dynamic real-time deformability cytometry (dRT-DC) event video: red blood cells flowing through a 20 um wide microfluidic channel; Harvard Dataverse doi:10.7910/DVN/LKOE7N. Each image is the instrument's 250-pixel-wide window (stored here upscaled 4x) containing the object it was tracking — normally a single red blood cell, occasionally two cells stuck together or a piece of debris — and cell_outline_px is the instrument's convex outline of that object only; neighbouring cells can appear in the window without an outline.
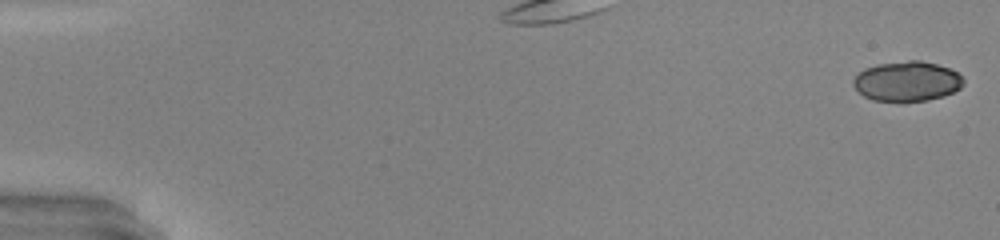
{"species": "common noctule bat (a hibernating species)", "species_latin": "Nyctalus noctula", "temperature_condition": "warm", "stored_images_in_passage": 49, "camera_frame_rate_fps": 3000, "um_per_image_px": 0.085, "animal": {"sex": "male", "body_mass_g": 20.0, "forearm_length_mm": 53.3}, "frame": {"image": 1, "passage_image": 1, "time_ms": 0.0, "image_size_px": [1000, 240], "cell_outline_px": [[964, 84], [960, 88], [944, 96], [928, 100], [904, 104], [900, 104], [872, 100], [864, 96], [852, 84], [852, 80], [864, 68], [876, 64], [908, 60], [920, 60], [936, 64], [948, 68], [956, 72], [964, 80]], "centroid_in_image_um": [77.07, 6.95], "position_along_channel_um": 7.9, "area_um2": 26.24}}
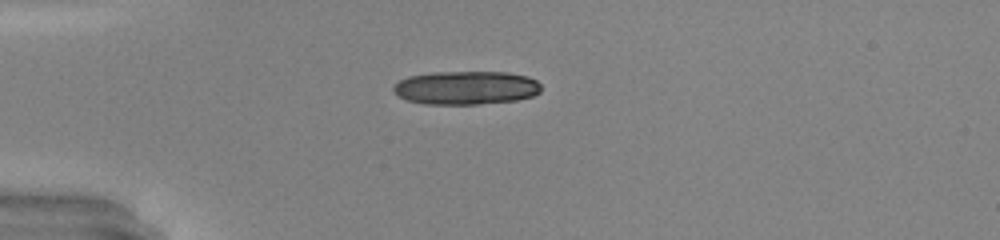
{"frame": {"image": 2, "passage_image": 14, "time_ms": 4.333, "image_size_px": [1000, 240], "cell_outline_px": [[540, 92], [532, 96], [516, 100], [476, 104], [424, 104], [404, 100], [392, 88], [400, 80], [408, 76], [432, 72], [508, 72], [528, 76], [536, 80], [540, 84]], "centroid_in_image_um": [39.61, 7.45], "position_along_channel_um": 45.4, "area_um2": 28.9}}